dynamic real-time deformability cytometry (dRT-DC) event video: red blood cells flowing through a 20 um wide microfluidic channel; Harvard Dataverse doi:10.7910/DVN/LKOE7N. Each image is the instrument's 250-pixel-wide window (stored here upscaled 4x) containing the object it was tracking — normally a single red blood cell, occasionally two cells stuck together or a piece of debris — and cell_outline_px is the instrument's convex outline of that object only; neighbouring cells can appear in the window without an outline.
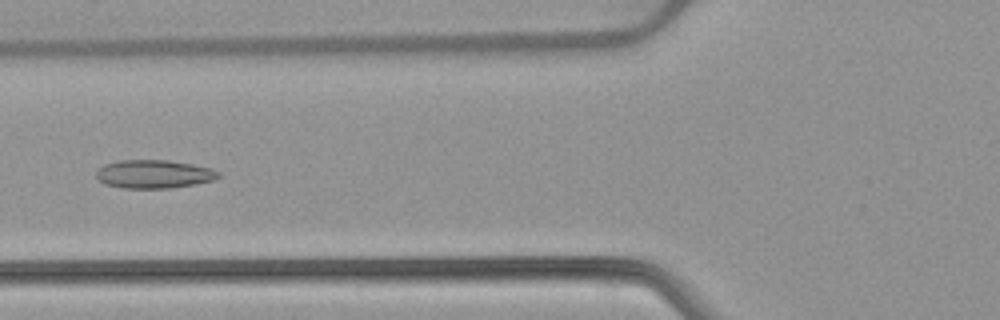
{"species": "common noctule bat (a hibernating species)", "species_latin": "Nyctalus noctula", "temperature_condition": "warm", "stored_images_in_passage": 52, "camera_frame_rate_fps": 3000, "um_per_image_px": 0.085, "animal": {"sex": "female", "body_mass_g": 22.7, "forearm_length_mm": 54.2}, "frame": {"image": 1, "passage_image": 20, "time_ms": 6.333, "image_size_px": [1000, 320], "cell_outline_px": [[220, 176], [212, 180], [196, 184], [168, 188], [124, 188], [104, 184], [96, 176], [96, 172], [104, 164], [116, 160], [168, 160], [192, 164], [212, 168], [220, 172]], "centroid_in_image_um": [13.08, 14.79], "position_along_channel_um": 112.7, "area_um2": 20.23}}
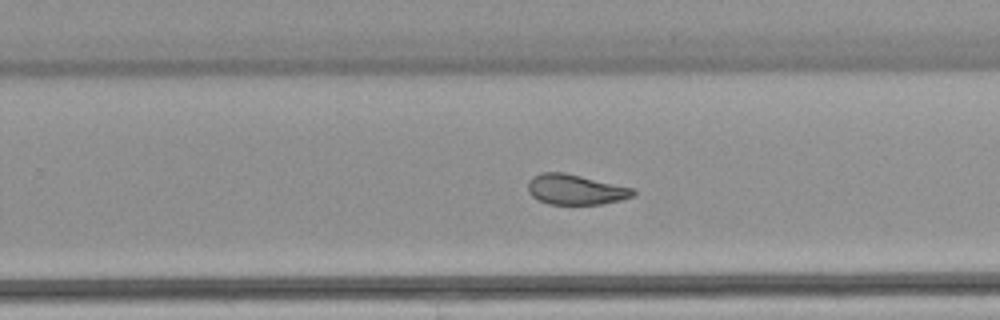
{"frame": {"image": 2, "passage_image": 33, "time_ms": 10.667, "image_size_px": [1000, 320], "cell_outline_px": [[636, 192], [632, 196], [620, 200], [600, 204], [548, 204], [532, 196], [528, 192], [528, 184], [532, 176], [540, 172], [564, 172], [632, 188]], "centroid_in_image_um": [48.87, 16.1], "position_along_channel_um": 280.9, "area_um2": 18.32}}
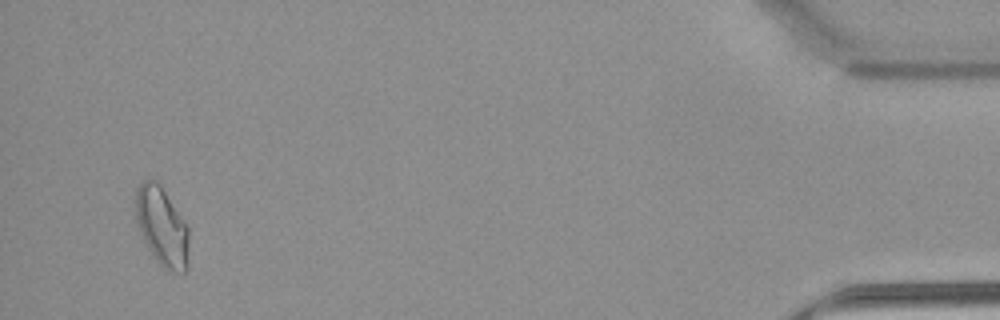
{"frame": {"image": 3, "passage_image": 50, "time_ms": 16.333, "image_size_px": [1000, 320], "cell_outline_px": [[188, 268], [184, 272], [176, 272], [164, 268], [156, 260], [148, 248], [136, 220], [136, 188], [144, 180], [156, 180], [160, 184], [188, 228]], "centroid_in_image_um": [13.77, 19.27], "position_along_channel_um": 421.4, "area_um2": 23.99}, "authors_computed_cell_mechanics": {"area_um2": 21.0103, "velocity_mm_per_s": 3.8945, "shape_relaxation_time_tau1_ms": null, "shape_relaxation_time_tau2_ms": 1.8858, "deformation_change_tau1": null, "deformation_change_tau2": 0.0843}}